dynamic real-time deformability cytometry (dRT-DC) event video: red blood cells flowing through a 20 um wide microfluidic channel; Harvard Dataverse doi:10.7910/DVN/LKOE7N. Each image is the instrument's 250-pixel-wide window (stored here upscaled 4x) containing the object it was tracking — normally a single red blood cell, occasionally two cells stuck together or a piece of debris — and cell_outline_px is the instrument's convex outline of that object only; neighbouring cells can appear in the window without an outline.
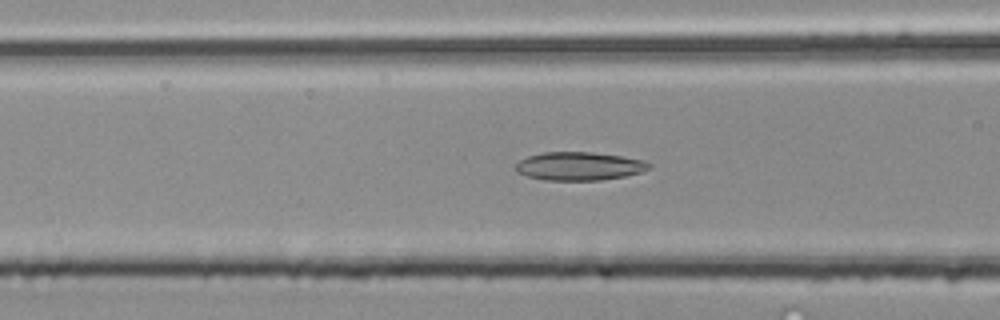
{"species": "common noctule bat (a hibernating species)", "species_latin": "Nyctalus noctula", "temperature_condition": "room temperature", "stored_images_in_passage": 38, "camera_frame_rate_fps": 3000, "um_per_image_px": 0.085, "animal": {"sex": "male", "body_mass_g": 20.4}, "frame": {"image": 1, "passage_image": 8, "time_ms": 2.333, "image_size_px": [1000, 320], "cell_outline_px": [[652, 168], [640, 172], [624, 176], [600, 180], [544, 180], [528, 176], [516, 172], [516, 164], [520, 160], [528, 156], [544, 152], [592, 152], [620, 156], [644, 160], [652, 164]], "centroid_in_image_um": [49.24, 14.12], "position_along_channel_um": 117.4, "area_um2": 21.96}}
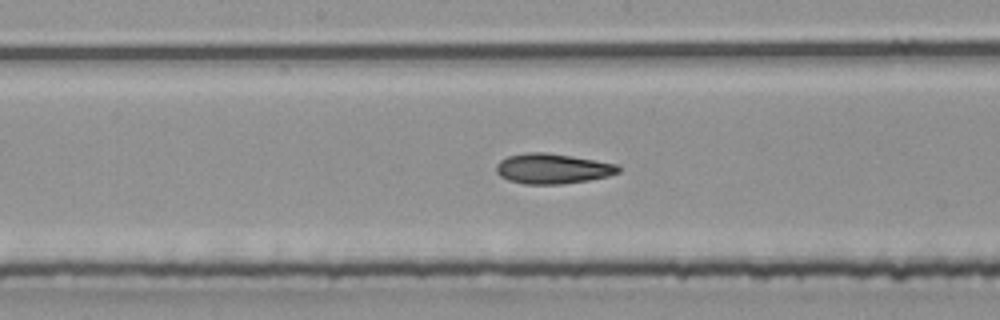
{"frame": {"image": 2, "passage_image": 14, "time_ms": 4.333, "image_size_px": [1000, 320], "cell_outline_px": [[620, 172], [608, 176], [588, 180], [560, 184], [524, 184], [508, 180], [500, 176], [496, 172], [496, 164], [500, 160], [508, 156], [528, 152], [544, 152], [572, 156], [596, 160], [616, 164], [620, 168]], "centroid_in_image_um": [46.94, 14.33], "position_along_channel_um": 201.3, "area_um2": 21.44}}
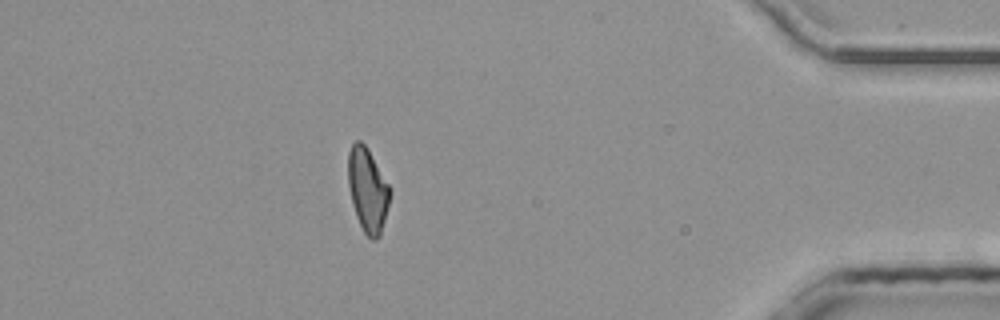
{"frame": {"image": 3, "passage_image": 32, "time_ms": 10.333, "image_size_px": [1000, 320], "cell_outline_px": [[392, 192], [380, 236], [376, 240], [372, 240], [364, 232], [356, 216], [352, 204], [348, 184], [348, 152], [352, 144], [356, 140], [360, 140], [368, 148], [392, 188]], "centroid_in_image_um": [31.27, 16.12], "position_along_channel_um": 403.9, "area_um2": 20.75}, "authors_computed_cell_mechanics": {"area_um2": 20.9236, "velocity_mm_per_s": 4.1792, "shape_relaxation_time_tau1_ms": null, "shape_relaxation_time_tau2_ms": 5.7683, "deformation_change_tau1": null, "deformation_change_tau2": 0.132}}